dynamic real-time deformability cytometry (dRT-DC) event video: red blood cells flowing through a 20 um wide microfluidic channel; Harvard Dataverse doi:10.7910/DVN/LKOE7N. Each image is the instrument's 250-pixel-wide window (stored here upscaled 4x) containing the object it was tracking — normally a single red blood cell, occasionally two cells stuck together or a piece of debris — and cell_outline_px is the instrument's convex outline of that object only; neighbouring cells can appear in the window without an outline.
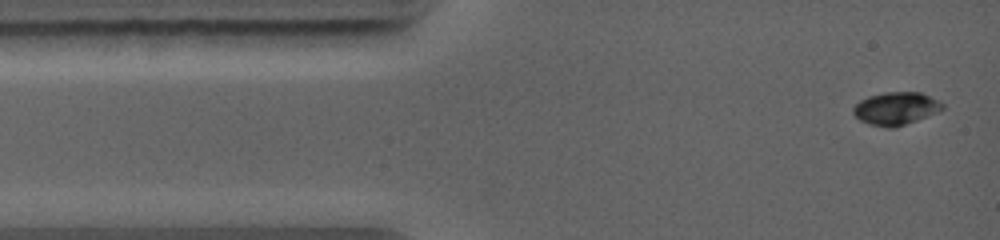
{"species": "common noctule bat (a hibernating species)", "species_latin": "Nyctalus noctula", "temperature_condition": "warm", "stored_images_in_passage": 40, "camera_frame_rate_fps": 5000, "um_per_image_px": 0.085, "animal": {"sex": "female", "body_mass_g": 19.0, "forearm_length_mm": 56.7}, "frame": {"image": 1, "passage_image": 1, "time_ms": 0.0, "image_size_px": [1000, 240], "cell_outline_px": [[944, 108], [936, 112], [916, 120], [892, 128], [888, 128], [868, 124], [860, 120], [852, 112], [852, 108], [860, 100], [868, 96], [884, 92], [920, 92], [944, 104]], "centroid_in_image_um": [76.1, 9.21], "position_along_channel_um": 8.9, "area_um2": 16.82}}
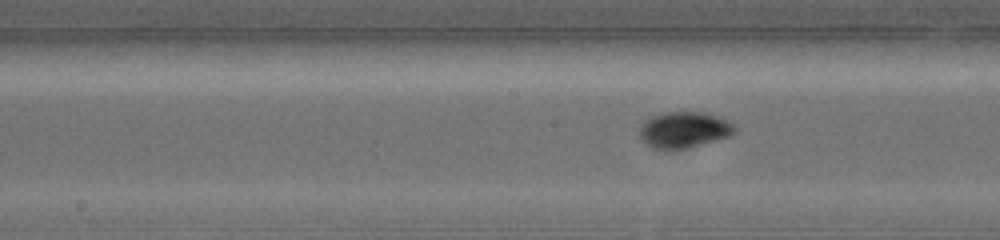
{"frame": {"image": 2, "passage_image": 16, "time_ms": 5.2, "image_size_px": [1000, 240], "cell_outline_px": [[736, 132], [728, 136], [688, 148], [664, 152], [652, 148], [640, 136], [640, 128], [652, 116], [664, 112], [708, 112], [732, 124], [736, 128]], "centroid_in_image_um": [58.13, 11.06], "position_along_channel_um": 190.1, "area_um2": 19.94}}
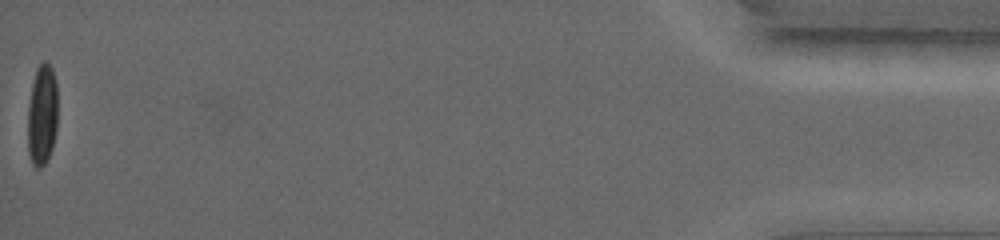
{"frame": {"image": 3, "passage_image": 40, "time_ms": 13.4, "image_size_px": [1000, 240], "cell_outline_px": [[56, 132], [52, 148], [44, 164], [40, 168], [36, 168], [32, 164], [28, 152], [28, 104], [32, 84], [36, 68], [44, 60], [52, 68], [56, 84]], "centroid_in_image_um": [3.56, 9.77], "position_along_channel_um": 431.6, "area_um2": 17.57}}